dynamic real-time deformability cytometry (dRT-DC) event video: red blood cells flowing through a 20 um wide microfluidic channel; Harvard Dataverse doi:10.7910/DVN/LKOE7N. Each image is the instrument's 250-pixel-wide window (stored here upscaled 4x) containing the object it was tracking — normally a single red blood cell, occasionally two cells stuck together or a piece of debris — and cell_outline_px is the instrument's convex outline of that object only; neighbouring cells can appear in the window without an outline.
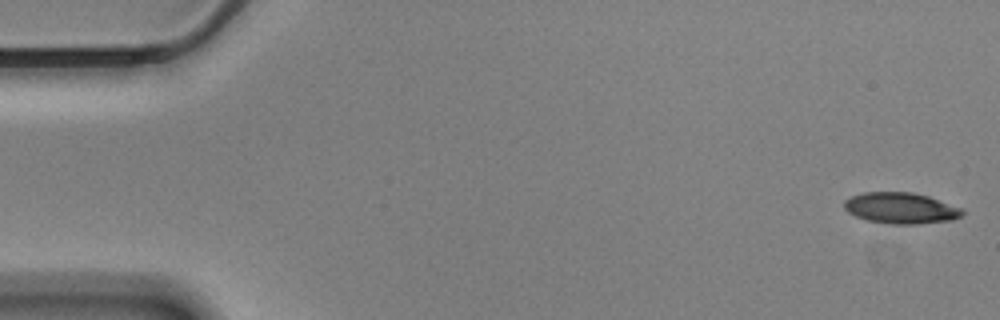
{"species": "Egyptian fruit bat (a non-hibernating species)", "species_latin": "Rousettus aegyptiacus", "temperature_condition": "cold", "stored_images_in_passage": 15, "camera_frame_rate_fps": 3000, "um_per_image_px": 0.085, "animal": {"sex": "male"}, "frame": {"image": 1, "passage_image": 1, "time_ms": 0.0, "image_size_px": [1000, 320], "cell_outline_px": [[964, 212], [960, 216], [952, 220], [920, 224], [892, 224], [868, 220], [856, 216], [848, 212], [844, 208], [844, 200], [852, 196], [864, 192], [912, 192], [928, 196], [960, 208]], "centroid_in_image_um": [76.55, 17.69], "position_along_channel_um": 8.5, "area_um2": 21.21}}
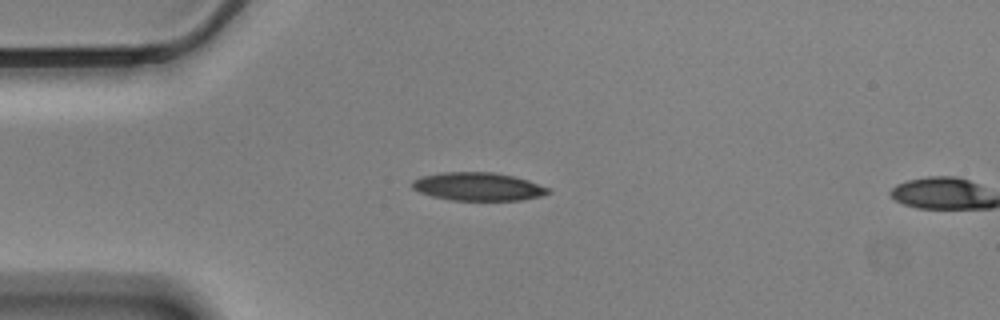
{"frame": {"image": 2, "passage_image": 14, "time_ms": 4.333, "image_size_px": [1000, 320], "cell_outline_px": [[552, 192], [540, 196], [520, 200], [452, 200], [432, 196], [420, 192], [412, 188], [412, 180], [420, 176], [440, 172], [492, 172], [512, 176], [528, 180], [552, 188]], "centroid_in_image_um": [40.64, 15.85], "position_along_channel_um": 44.4, "area_um2": 22.43}}